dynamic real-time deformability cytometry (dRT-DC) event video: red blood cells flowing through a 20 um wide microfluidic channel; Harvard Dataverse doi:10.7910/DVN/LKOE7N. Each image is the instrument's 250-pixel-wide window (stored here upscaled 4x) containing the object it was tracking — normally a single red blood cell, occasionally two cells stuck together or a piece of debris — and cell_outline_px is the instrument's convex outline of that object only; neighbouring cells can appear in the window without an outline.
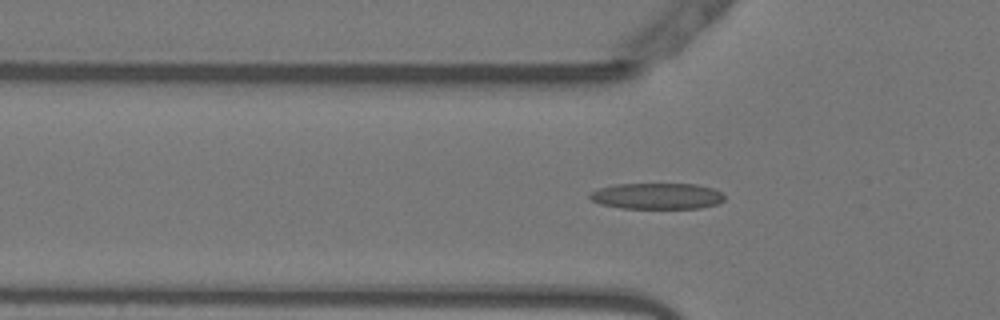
{"species": "Egyptian fruit bat (a non-hibernating species)", "species_latin": "Rousettus aegyptiacus", "temperature_condition": "warm", "stored_images_in_passage": 38, "camera_frame_rate_fps": 3000, "um_per_image_px": 0.085, "animal": {"sex": "female"}, "frame": {"image": 1, "passage_image": 11, "time_ms": 3.333, "image_size_px": [1000, 320], "cell_outline_px": [[724, 200], [716, 204], [700, 208], [620, 208], [600, 204], [592, 200], [588, 196], [588, 192], [600, 188], [616, 184], [696, 184], [712, 188], [724, 192]], "centroid_in_image_um": [55.84, 16.66], "position_along_channel_um": 70.0, "area_um2": 20.58}}
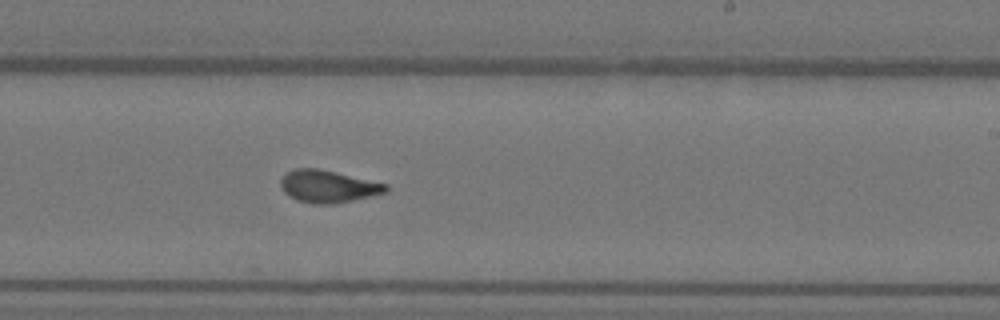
{"frame": {"image": 2, "passage_image": 26, "time_ms": 8.333, "image_size_px": [1000, 320], "cell_outline_px": [[388, 192], [352, 200], [332, 204], [312, 204], [296, 200], [288, 196], [284, 192], [280, 184], [280, 180], [288, 172], [296, 168], [316, 168], [336, 172], [388, 184]], "centroid_in_image_um": [27.88, 15.85], "position_along_channel_um": 261.1, "area_um2": 19.77}}
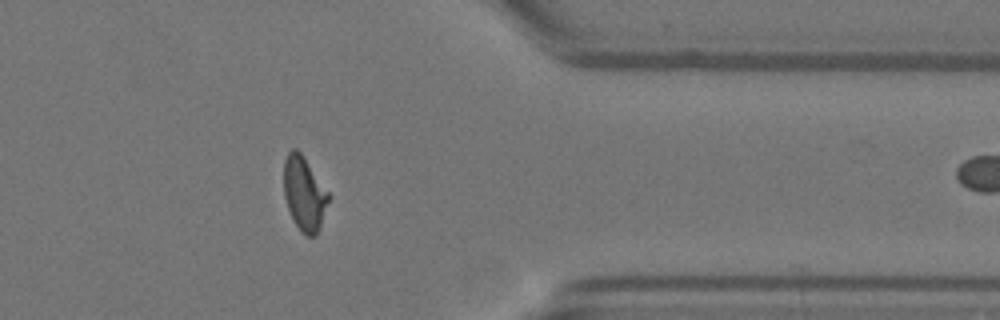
{"frame": {"image": 3, "passage_image": 37, "time_ms": 12.0, "image_size_px": [1000, 320], "cell_outline_px": [[332, 196], [320, 228], [316, 236], [308, 236], [300, 232], [288, 208], [284, 196], [284, 160], [288, 152], [292, 148], [296, 148], [300, 152]], "centroid_in_image_um": [25.89, 16.47], "position_along_channel_um": 385.5, "area_um2": 19.48}}